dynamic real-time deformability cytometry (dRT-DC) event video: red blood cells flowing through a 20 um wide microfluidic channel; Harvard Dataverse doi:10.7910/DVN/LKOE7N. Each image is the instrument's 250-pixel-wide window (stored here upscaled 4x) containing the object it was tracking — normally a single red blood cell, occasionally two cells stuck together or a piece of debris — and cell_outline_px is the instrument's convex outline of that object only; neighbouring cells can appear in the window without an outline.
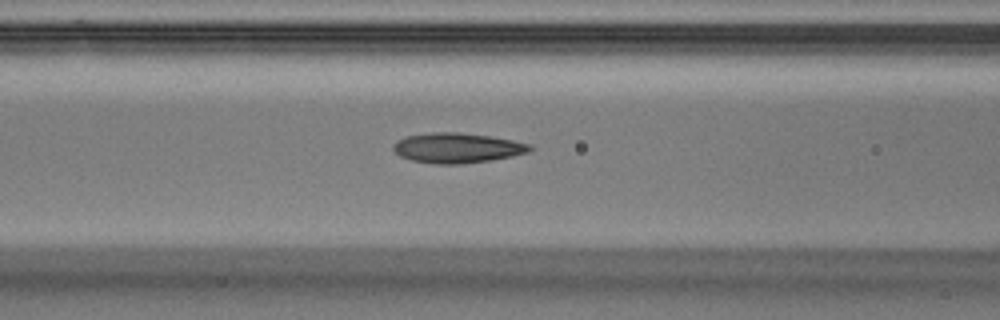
{"species": "Egyptian fruit bat (a non-hibernating species)", "species_latin": "Rousettus aegyptiacus", "temperature_condition": "warm", "stored_images_in_passage": 29, "camera_frame_rate_fps": 3000, "um_per_image_px": 0.085, "animal": {"sex": "male"}, "frame": {"image": 1, "passage_image": 9, "time_ms": 2.667, "image_size_px": [1000, 320], "cell_outline_px": [[532, 148], [528, 152], [512, 156], [488, 160], [460, 164], [436, 164], [412, 160], [400, 156], [392, 148], [392, 144], [396, 140], [404, 136], [432, 132], [460, 132], [488, 136], [512, 140], [532, 144]], "centroid_in_image_um": [38.82, 12.56], "position_along_channel_um": 127.8, "area_um2": 23.87}}
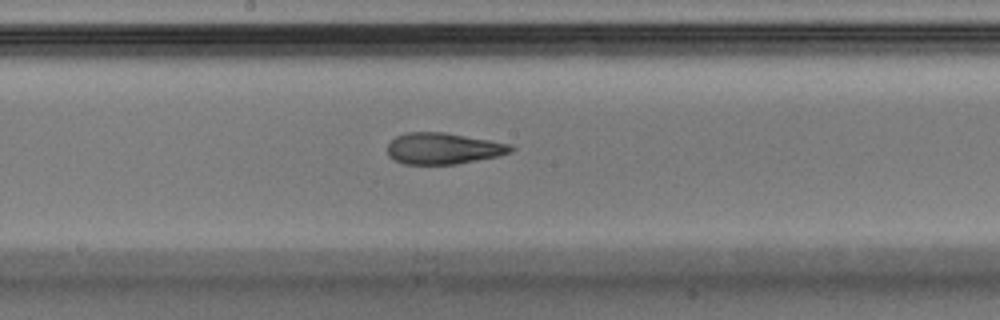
{"frame": {"image": 2, "passage_image": 15, "time_ms": 4.667, "image_size_px": [1000, 320], "cell_outline_px": [[516, 148], [508, 152], [496, 156], [456, 164], [404, 164], [388, 156], [388, 144], [396, 136], [404, 132], [444, 132], [512, 144]], "centroid_in_image_um": [37.65, 12.61], "position_along_channel_um": 210.5, "area_um2": 22.37}}
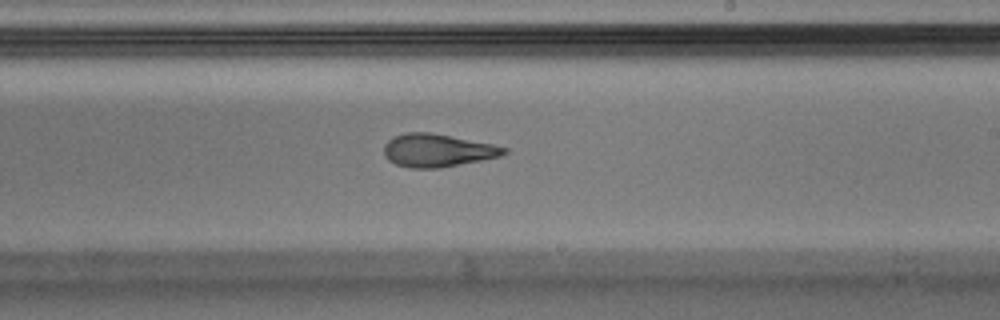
{"frame": {"image": 3, "passage_image": 18, "time_ms": 5.667, "image_size_px": [1000, 320], "cell_outline_px": [[508, 152], [500, 156], [440, 168], [408, 168], [396, 164], [388, 160], [384, 156], [384, 144], [392, 136], [408, 132], [432, 132], [492, 144], [508, 148]], "centroid_in_image_um": [37.14, 12.78], "position_along_channel_um": 251.9, "area_um2": 23.12}}